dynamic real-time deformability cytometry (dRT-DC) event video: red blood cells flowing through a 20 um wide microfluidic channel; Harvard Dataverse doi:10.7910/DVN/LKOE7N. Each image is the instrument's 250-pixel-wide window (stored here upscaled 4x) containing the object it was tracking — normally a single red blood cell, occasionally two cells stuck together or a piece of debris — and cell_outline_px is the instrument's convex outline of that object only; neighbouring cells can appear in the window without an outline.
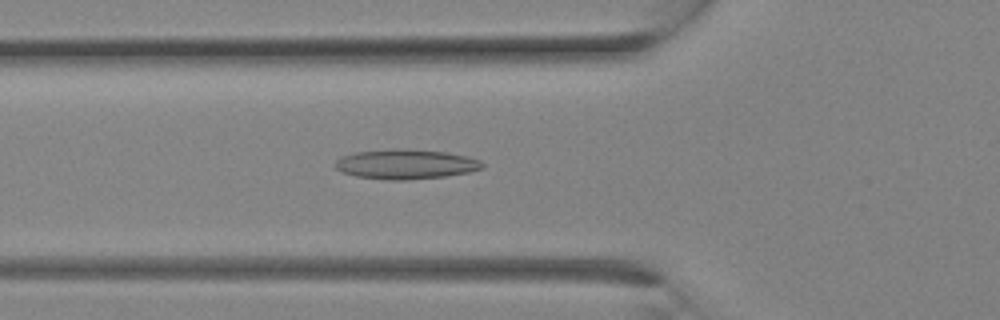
{"species": "Egyptian fruit bat (a non-hibernating species)", "species_latin": "Rousettus aegyptiacus", "temperature_condition": "room temperature", "stored_images_in_passage": 12, "camera_frame_rate_fps": 3000, "um_per_image_px": 0.085, "animal": {"sex": "female"}, "frame": {"image": 1, "passage_image": 10, "time_ms": 3.0, "image_size_px": [1000, 320], "cell_outline_px": [[484, 168], [468, 172], [444, 176], [408, 180], [388, 180], [356, 176], [340, 172], [336, 168], [336, 160], [340, 156], [356, 152], [400, 148], [448, 152], [468, 156], [480, 160], [484, 164]], "centroid_in_image_um": [34.5, 13.95], "position_along_channel_um": 91.3, "area_um2": 25.61}}
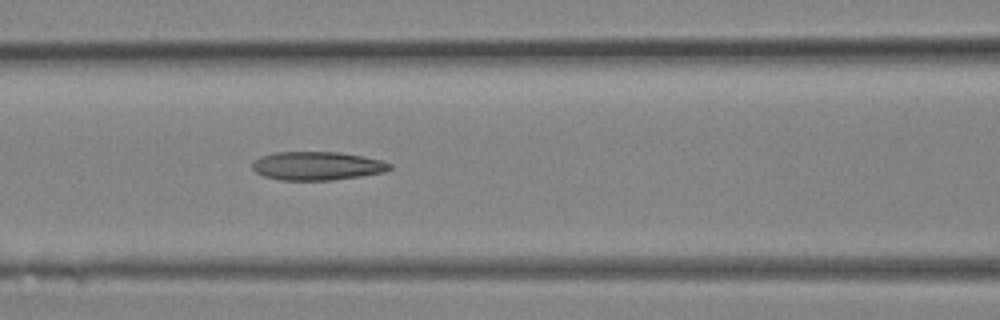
{"frame": {"image": 2, "passage_image": 12, "time_ms": 3.667, "image_size_px": [1000, 320], "cell_outline_px": [[392, 168], [384, 172], [360, 176], [332, 180], [280, 180], [264, 176], [256, 172], [252, 168], [252, 160], [260, 156], [276, 152], [340, 152], [380, 160], [392, 164]], "centroid_in_image_um": [26.92, 14.1], "position_along_channel_um": 139.7, "area_um2": 22.83}}